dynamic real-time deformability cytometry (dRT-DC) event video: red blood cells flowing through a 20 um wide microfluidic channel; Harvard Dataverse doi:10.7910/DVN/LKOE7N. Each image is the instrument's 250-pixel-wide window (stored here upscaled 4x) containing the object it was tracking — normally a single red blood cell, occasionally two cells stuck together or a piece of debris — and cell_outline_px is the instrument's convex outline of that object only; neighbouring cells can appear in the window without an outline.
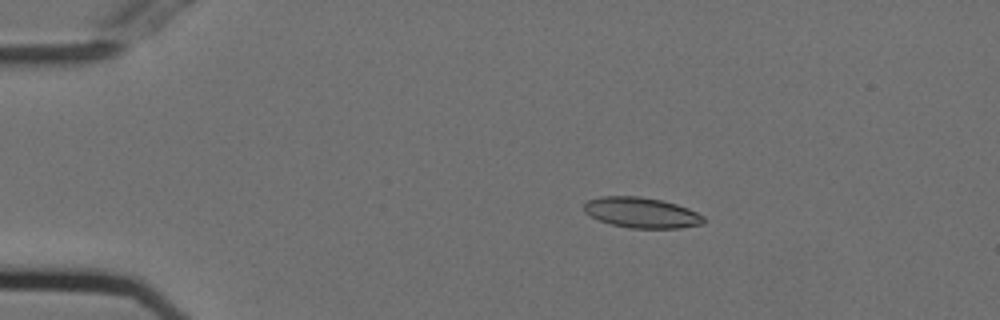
{"species": "Egyptian fruit bat (a non-hibernating species)", "species_latin": "Rousettus aegyptiacus", "temperature_condition": "cold", "stored_images_in_passage": 55, "camera_frame_rate_fps": 3000, "um_per_image_px": 0.085, "animal": {"sex": "female"}, "frame": {"image": 1, "passage_image": 10, "time_ms": 3.0, "image_size_px": [1000, 320], "cell_outline_px": [[704, 224], [680, 228], [632, 228], [612, 224], [600, 220], [584, 212], [584, 204], [588, 200], [600, 196], [640, 196], [660, 200], [676, 204], [688, 208], [704, 216]], "centroid_in_image_um": [54.54, 18.07], "position_along_channel_um": 30.5, "area_um2": 21.15}}
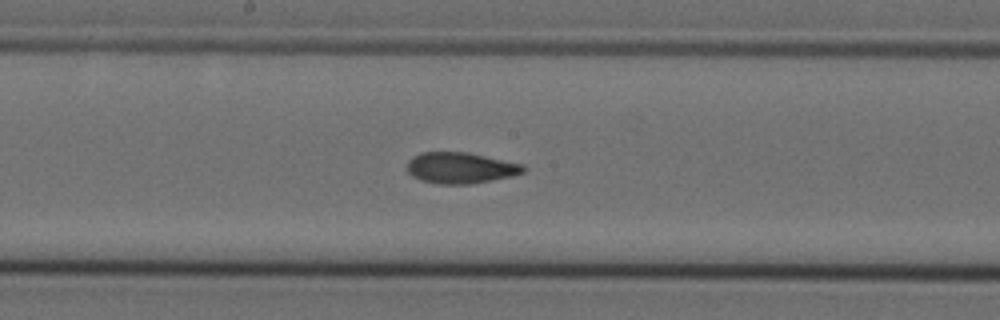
{"frame": {"image": 2, "passage_image": 29, "time_ms": 9.333, "image_size_px": [1000, 320], "cell_outline_px": [[524, 172], [512, 176], [472, 184], [440, 184], [420, 180], [412, 176], [408, 172], [408, 160], [412, 156], [420, 152], [468, 152], [524, 164]], "centroid_in_image_um": [39.14, 14.27], "position_along_channel_um": 209.1, "area_um2": 21.15}}
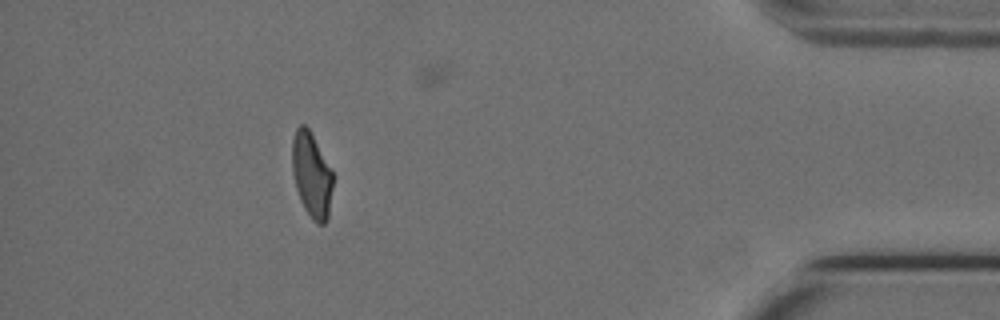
{"frame": {"image": 3, "passage_image": 49, "time_ms": 16.0, "image_size_px": [1000, 320], "cell_outline_px": [[332, 188], [328, 220], [324, 224], [316, 224], [312, 220], [304, 208], [300, 200], [296, 188], [292, 172], [292, 140], [296, 128], [300, 124], [304, 124], [308, 128], [332, 172]], "centroid_in_image_um": [26.47, 14.92], "position_along_channel_um": 408.7, "area_um2": 20.0}, "authors_computed_cell_mechanics": {"area_um2": 21.0392, "velocity_mm_per_s": 3.7283, "shape_relaxation_time_tau1_ms": 10.4909, "shape_relaxation_time_tau2_ms": 2.6928, "deformation_change_tau1": 0.2211, "deformation_change_tau2": 0.085}}